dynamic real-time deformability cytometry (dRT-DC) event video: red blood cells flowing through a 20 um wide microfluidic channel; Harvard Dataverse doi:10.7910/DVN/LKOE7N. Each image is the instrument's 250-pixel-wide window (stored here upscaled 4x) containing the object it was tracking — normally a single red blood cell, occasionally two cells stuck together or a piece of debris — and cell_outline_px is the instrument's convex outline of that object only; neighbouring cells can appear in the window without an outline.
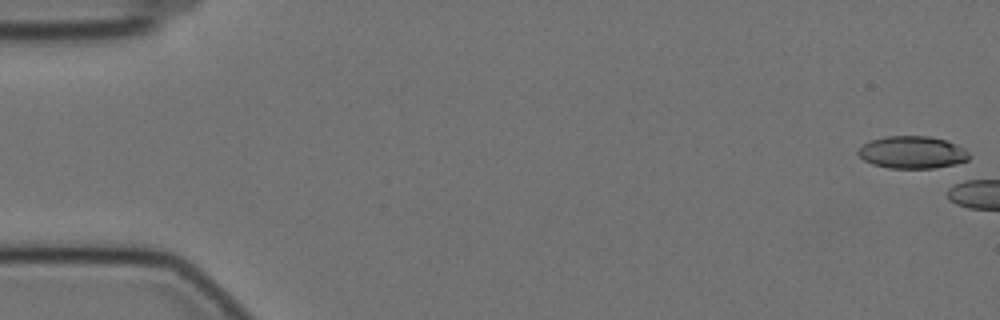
{"species": "Egyptian fruit bat (a non-hibernating species)", "species_latin": "Rousettus aegyptiacus", "temperature_condition": "cold", "stored_images_in_passage": 4, "camera_frame_rate_fps": 3000, "um_per_image_px": 0.085, "animal": {"sex": "female"}, "frame": {"image": 1, "passage_image": 1, "time_ms": 0.0, "image_size_px": [1000, 320], "cell_outline_px": [[968, 160], [956, 164], [936, 168], [888, 168], [872, 164], [864, 160], [856, 152], [864, 144], [872, 140], [884, 136], [928, 136], [944, 140], [956, 144], [964, 148], [968, 152]], "centroid_in_image_um": [77.54, 12.95], "position_along_channel_um": 7.5, "area_um2": 20.87}}